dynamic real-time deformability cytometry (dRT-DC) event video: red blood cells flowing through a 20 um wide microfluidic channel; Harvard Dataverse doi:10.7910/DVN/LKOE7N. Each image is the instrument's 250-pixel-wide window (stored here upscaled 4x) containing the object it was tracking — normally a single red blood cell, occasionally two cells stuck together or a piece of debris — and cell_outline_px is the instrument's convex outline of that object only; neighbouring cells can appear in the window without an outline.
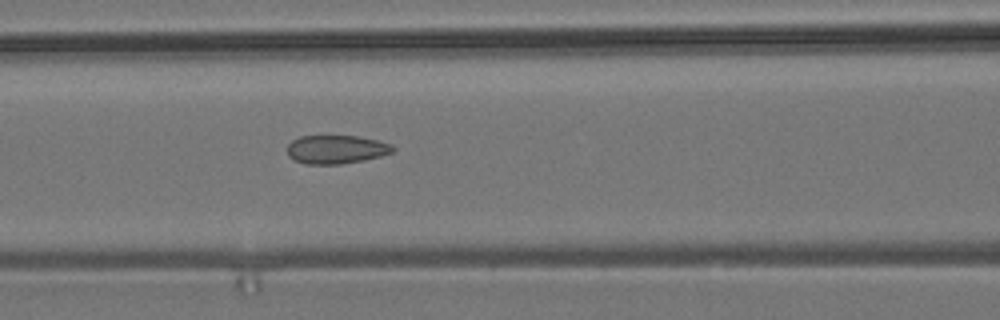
{"species": "common noctule bat (a hibernating species)", "species_latin": "Nyctalus noctula", "temperature_condition": "room temperature", "stored_images_in_passage": 16, "camera_frame_rate_fps": 3000, "um_per_image_px": 0.085, "animal": {"sex": "male", "body_mass_g": 19.2, "forearm_length_mm": 51.8}, "frame": {"image": 1, "passage_image": 13, "time_ms": 4.0, "image_size_px": [1000, 320], "cell_outline_px": [[396, 148], [392, 152], [380, 156], [364, 160], [340, 164], [304, 164], [288, 156], [288, 144], [292, 140], [300, 136], [360, 136], [392, 144]], "centroid_in_image_um": [28.58, 12.7], "position_along_channel_um": 138.0, "area_um2": 17.57}}
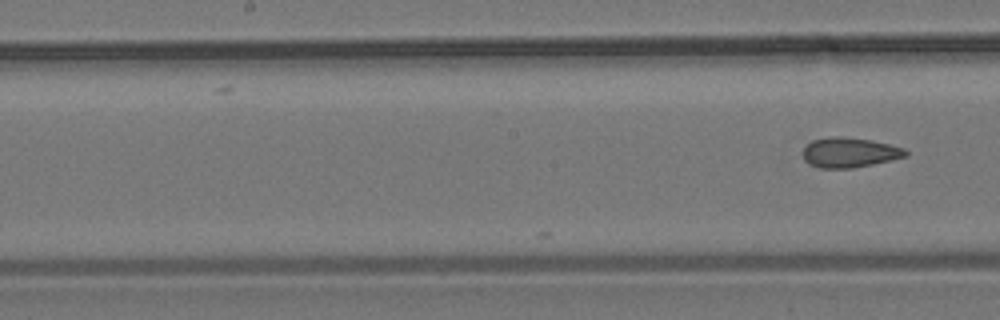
{"frame": {"image": 2, "passage_image": 16, "time_ms": 5.0, "image_size_px": [1000, 320], "cell_outline_px": [[908, 156], [892, 160], [852, 168], [820, 168], [808, 164], [804, 160], [804, 148], [812, 140], [828, 136], [840, 136], [872, 140], [904, 148], [908, 152]], "centroid_in_image_um": [72.21, 12.96], "position_along_channel_um": 176.0, "area_um2": 17.98}}